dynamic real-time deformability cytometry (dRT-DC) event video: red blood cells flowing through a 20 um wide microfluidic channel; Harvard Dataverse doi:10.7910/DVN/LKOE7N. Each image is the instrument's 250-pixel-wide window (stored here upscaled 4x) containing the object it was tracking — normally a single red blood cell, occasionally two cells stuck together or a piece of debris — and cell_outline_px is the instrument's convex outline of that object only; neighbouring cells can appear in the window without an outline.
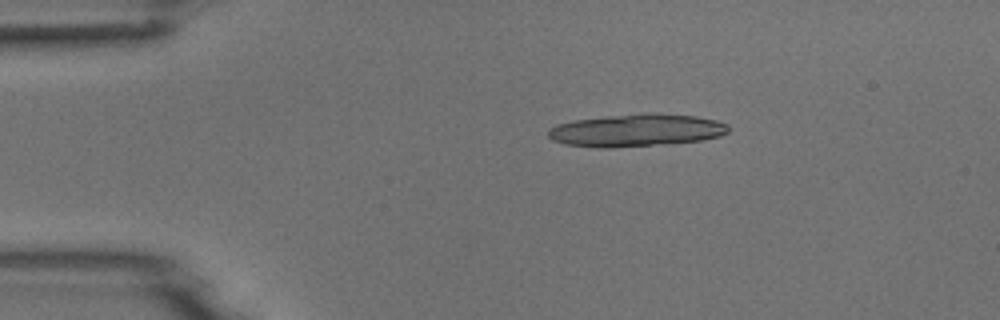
{"species": "common noctule bat (a hibernating species)", "species_latin": "Nyctalus noctula", "temperature_condition": "room temperature", "stored_images_in_passage": 4, "camera_frame_rate_fps": 3000, "um_per_image_px": 0.085, "animal": {"sex": "male", "body_mass_g": 18.8}, "frame": {"image": 1, "passage_image": 2, "time_ms": 2.0, "image_size_px": [1000, 320], "cell_outline_px": [[728, 132], [720, 136], [704, 140], [608, 148], [596, 148], [564, 144], [552, 140], [548, 136], [548, 128], [556, 124], [576, 120], [608, 116], [644, 112], [696, 116], [716, 120], [728, 124]], "centroid_in_image_um": [54.06, 11.07], "position_along_channel_um": 30.9, "area_um2": 34.16}}
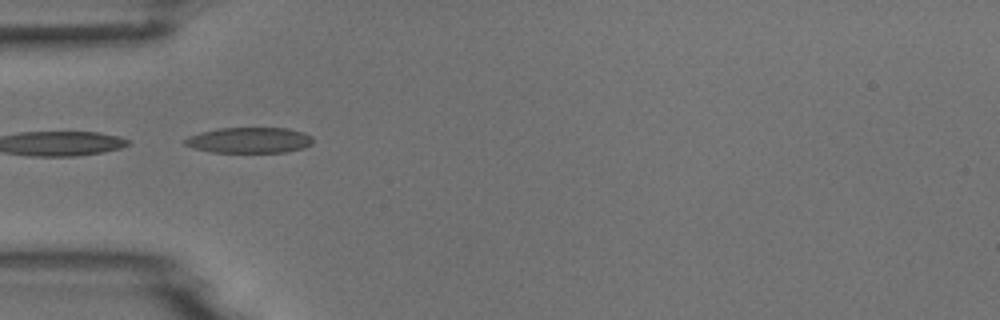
{"frame": {"image": 2, "passage_image": 4, "time_ms": 4.333, "image_size_px": [1000, 320], "cell_outline_px": [[312, 144], [304, 148], [288, 152], [212, 152], [196, 148], [184, 144], [184, 140], [188, 136], [200, 132], [216, 128], [288, 128], [304, 132], [312, 136]], "centroid_in_image_um": [21.22, 11.91], "position_along_channel_um": 63.8, "area_um2": 19.25}}